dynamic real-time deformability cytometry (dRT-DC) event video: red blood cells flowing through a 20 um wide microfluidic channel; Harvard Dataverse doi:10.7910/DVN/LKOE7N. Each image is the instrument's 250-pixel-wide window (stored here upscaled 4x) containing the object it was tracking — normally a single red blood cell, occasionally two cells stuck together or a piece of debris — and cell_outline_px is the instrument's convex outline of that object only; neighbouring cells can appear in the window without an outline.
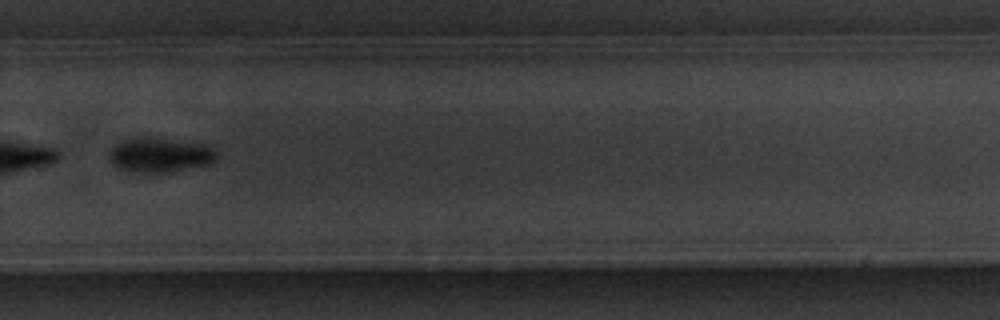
{"species": "common noctule bat (a hibernating species)", "species_latin": "Nyctalus noctula", "temperature_condition": "warm", "stored_images_in_passage": 10, "camera_frame_rate_fps": 3000, "um_per_image_px": 0.085, "animal": {"sex": "male", "body_mass_g": 20.1, "forearm_length_mm": 53.5}, "frame": {"image": 1, "passage_image": 7, "time_ms": 7.0, "image_size_px": [1000, 320], "cell_outline_px": [[216, 156], [208, 164], [148, 176], [128, 172], [116, 168], [108, 160], [108, 152], [116, 144], [124, 140], [144, 136], [200, 144], [212, 148], [216, 152]], "centroid_in_image_um": [13.45, 13.22], "position_along_channel_um": 316.3, "area_um2": 21.96}, "authors_computed_cell_mechanics": {"area_um2": 24.7384, "velocity_mm_per_s": 3.6024, "shape_relaxation_time_tau1_ms": 1.2903, "shape_relaxation_time_tau2_ms": null, "deformation_change_tau1": 0.0835, "deformation_change_tau2": null}}